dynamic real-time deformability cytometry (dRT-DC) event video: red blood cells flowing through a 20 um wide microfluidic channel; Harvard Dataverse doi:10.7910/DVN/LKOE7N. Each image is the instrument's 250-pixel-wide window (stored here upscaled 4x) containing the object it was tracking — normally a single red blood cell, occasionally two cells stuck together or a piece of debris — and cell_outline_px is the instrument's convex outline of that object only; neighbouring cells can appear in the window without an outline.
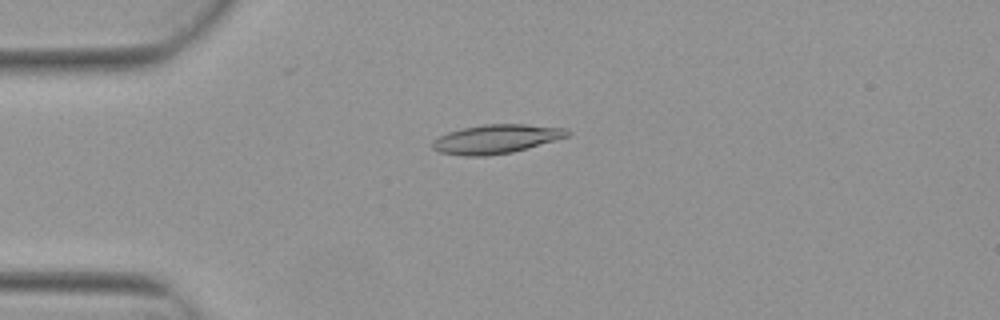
{"species": "Egyptian fruit bat (a non-hibernating species)", "species_latin": "Rousettus aegyptiacus", "temperature_condition": "warm", "stored_images_in_passage": 7, "camera_frame_rate_fps": 3000, "um_per_image_px": 0.085, "animal": {"sex": "female"}, "frame": {"image": 1, "passage_image": 4, "time_ms": 1.0, "image_size_px": [1000, 320], "cell_outline_px": [[572, 132], [568, 136], [556, 140], [512, 152], [484, 156], [464, 156], [440, 152], [432, 148], [432, 140], [448, 132], [464, 128], [484, 124], [524, 124], [568, 128]], "centroid_in_image_um": [42.19, 11.81], "position_along_channel_um": 42.8, "area_um2": 22.72}}
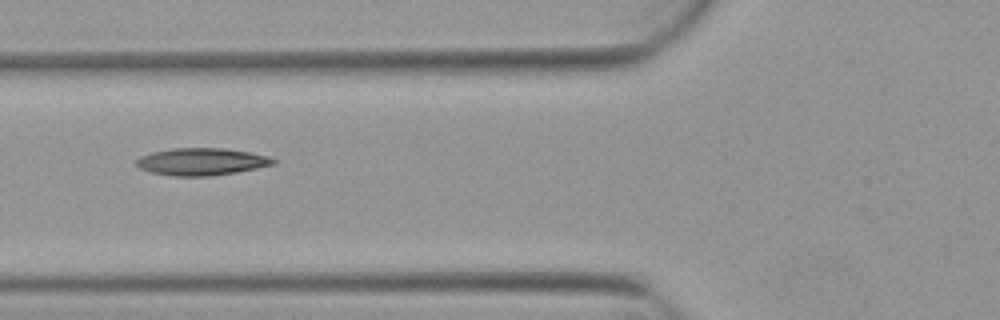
{"frame": {"image": 2, "passage_image": 6, "time_ms": 1.667, "image_size_px": [1000, 320], "cell_outline_px": [[276, 164], [236, 172], [212, 176], [172, 176], [148, 172], [140, 168], [136, 164], [136, 160], [140, 156], [152, 152], [172, 148], [224, 148], [248, 152], [268, 156], [276, 160]], "centroid_in_image_um": [17.11, 13.74], "position_along_channel_um": 108.7, "area_um2": 21.79}}
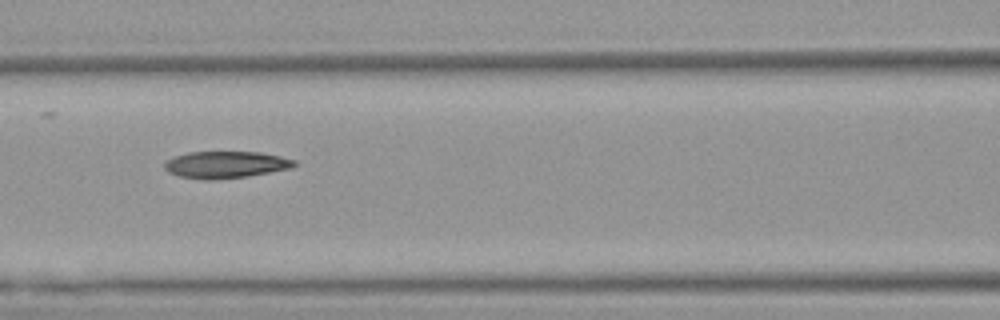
{"frame": {"image": 3, "passage_image": 7, "time_ms": 2.0, "image_size_px": [1000, 320], "cell_outline_px": [[296, 164], [292, 168], [248, 176], [216, 180], [204, 180], [180, 176], [168, 172], [164, 168], [164, 160], [172, 156], [188, 152], [260, 152], [280, 156], [296, 160]], "centroid_in_image_um": [19.15, 13.99], "position_along_channel_um": 147.5, "area_um2": 20.58}}